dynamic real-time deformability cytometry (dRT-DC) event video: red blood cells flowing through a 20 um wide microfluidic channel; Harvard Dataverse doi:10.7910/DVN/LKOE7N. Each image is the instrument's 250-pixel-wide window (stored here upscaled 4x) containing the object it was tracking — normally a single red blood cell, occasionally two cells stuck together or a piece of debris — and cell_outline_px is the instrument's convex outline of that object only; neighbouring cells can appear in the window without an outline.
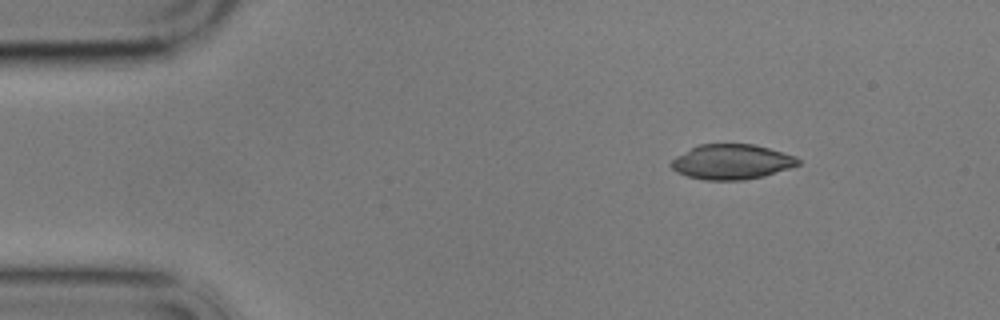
{"species": "common noctule bat (a hibernating species)", "species_latin": "Nyctalus noctula", "temperature_condition": "cold", "stored_images_in_passage": 4, "camera_frame_rate_fps": 3000, "um_per_image_px": 0.085, "animal": {"sex": "male", "body_mass_g": 17.9}, "frame": {"image": 1, "passage_image": 1, "time_ms": 0.0, "image_size_px": [1000, 320], "cell_outline_px": [[800, 164], [792, 168], [764, 176], [744, 180], [704, 180], [688, 176], [676, 172], [668, 164], [676, 156], [700, 144], [752, 144], [768, 148], [796, 156], [800, 160]], "centroid_in_image_um": [62.21, 13.77], "position_along_channel_um": 22.8, "area_um2": 25.95}}
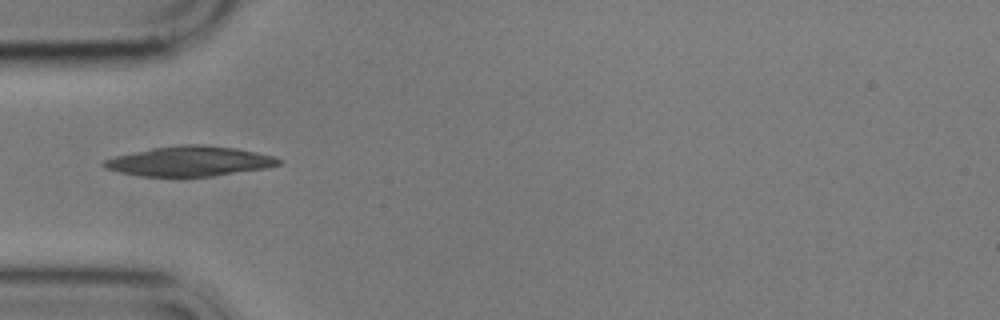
{"frame": {"image": 2, "passage_image": 4, "time_ms": 3.333, "image_size_px": [1000, 320], "cell_outline_px": [[284, 160], [280, 164], [268, 168], [212, 176], [144, 176], [120, 172], [104, 168], [100, 164], [104, 160], [116, 156], [152, 148], [184, 144], [200, 144], [236, 148], [256, 152], [272, 156]], "centroid_in_image_um": [16.15, 13.7], "position_along_channel_um": 68.9, "area_um2": 30.29}}